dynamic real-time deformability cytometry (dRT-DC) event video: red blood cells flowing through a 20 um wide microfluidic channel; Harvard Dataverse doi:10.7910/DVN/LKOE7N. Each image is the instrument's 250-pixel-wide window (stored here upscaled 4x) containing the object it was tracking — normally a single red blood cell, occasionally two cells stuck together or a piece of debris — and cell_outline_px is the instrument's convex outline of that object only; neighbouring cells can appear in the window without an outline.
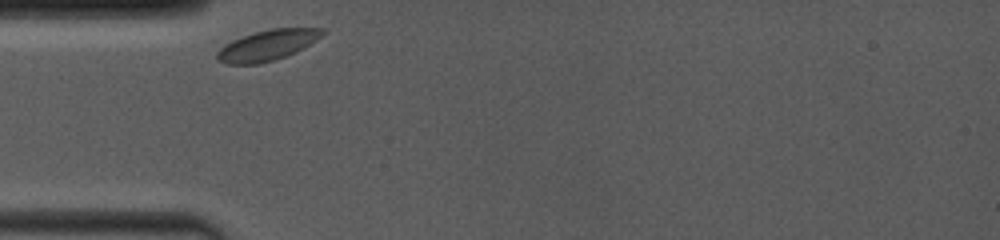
{"species": "common noctule bat (a hibernating species)", "species_latin": "Nyctalus noctula", "temperature_condition": "room temperature", "stored_images_in_passage": 17, "camera_frame_rate_fps": 4000, "um_per_image_px": 0.085, "animal": {"sex": "female", "body_mass_g": 19.0, "forearm_length_mm": 53.3}, "frame": {"image": 1, "passage_image": 1, "time_ms": 0.0, "image_size_px": [1000, 240], "cell_outline_px": [[324, 32], [316, 40], [296, 52], [272, 60], [256, 64], [228, 64], [216, 60], [216, 52], [224, 44], [232, 40], [256, 32], [272, 28], [324, 28]], "centroid_in_image_um": [22.69, 3.85], "position_along_channel_um": 62.3, "area_um2": 18.5}}
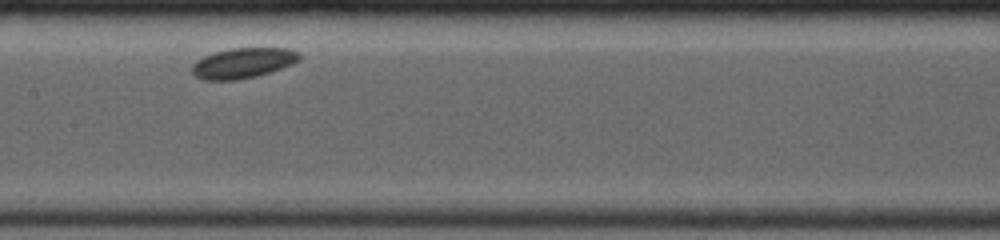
{"frame": {"image": 2, "passage_image": 10, "time_ms": 3.5, "image_size_px": [1000, 240], "cell_outline_px": [[300, 60], [292, 64], [256, 76], [236, 80], [204, 80], [196, 76], [192, 72], [192, 64], [196, 60], [204, 56], [216, 52], [232, 48], [288, 48], [300, 52]], "centroid_in_image_um": [20.65, 5.35], "position_along_channel_um": 186.7, "area_um2": 18.84}}
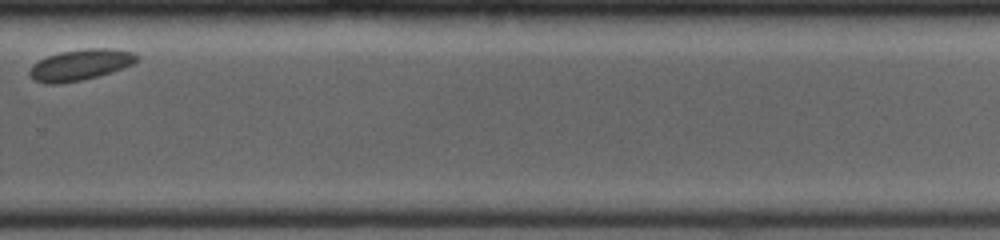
{"frame": {"image": 3, "passage_image": 17, "time_ms": 7.25, "image_size_px": [1000, 240], "cell_outline_px": [[140, 60], [132, 64], [112, 72], [80, 80], [56, 84], [44, 84], [36, 80], [28, 72], [32, 64], [48, 56], [60, 52], [88, 48], [112, 48], [132, 52], [140, 56]], "centroid_in_image_um": [6.86, 5.5], "position_along_channel_um": 322.9, "area_um2": 19.25}}